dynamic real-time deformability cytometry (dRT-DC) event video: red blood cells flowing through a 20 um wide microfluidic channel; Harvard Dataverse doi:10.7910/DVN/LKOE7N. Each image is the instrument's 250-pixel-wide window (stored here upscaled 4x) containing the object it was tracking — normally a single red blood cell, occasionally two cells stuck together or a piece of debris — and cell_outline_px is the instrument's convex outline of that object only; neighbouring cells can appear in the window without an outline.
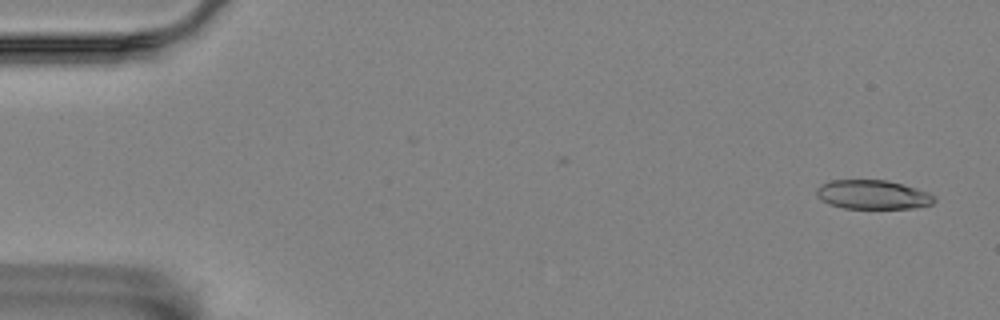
{"species": "Egyptian fruit bat (a non-hibernating species)", "species_latin": "Rousettus aegyptiacus", "temperature_condition": "room temperature", "stored_images_in_passage": 4, "camera_frame_rate_fps": 3000, "um_per_image_px": 0.085, "animal": {"sex": "female"}, "frame": {"image": 1, "passage_image": 1, "time_ms": 0.0, "image_size_px": [1000, 320], "cell_outline_px": [[936, 200], [932, 204], [912, 208], [844, 208], [828, 204], [820, 200], [816, 196], [816, 188], [820, 184], [832, 180], [888, 180], [916, 188], [928, 192], [936, 196]], "centroid_in_image_um": [74.16, 16.54], "position_along_channel_um": 10.8, "area_um2": 20.11}}